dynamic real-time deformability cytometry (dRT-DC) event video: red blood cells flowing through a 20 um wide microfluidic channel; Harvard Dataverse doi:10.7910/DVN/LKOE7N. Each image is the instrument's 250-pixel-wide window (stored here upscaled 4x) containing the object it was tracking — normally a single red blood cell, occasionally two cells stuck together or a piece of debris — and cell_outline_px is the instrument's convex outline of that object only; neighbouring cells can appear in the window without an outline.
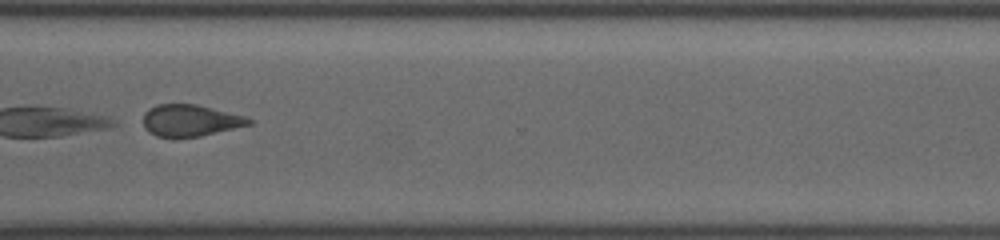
{"species": "common noctule bat (a hibernating species)", "species_latin": "Nyctalus noctula", "temperature_condition": "cold", "stored_images_in_passage": 74, "camera_frame_rate_fps": 3000, "um_per_image_px": 0.085, "animal": {"sex": "female", "body_mass_g": 19.5, "forearm_length_mm": 54.1}, "frame": {"image": 1, "passage_image": 55, "time_ms": 11.333, "image_size_px": [1000, 240], "cell_outline_px": [[252, 124], [200, 136], [156, 136], [148, 132], [144, 128], [144, 112], [148, 108], [156, 104], [196, 104], [244, 116], [252, 120]], "centroid_in_image_um": [16.14, 10.22], "position_along_channel_um": 354.5, "area_um2": 19.25}}